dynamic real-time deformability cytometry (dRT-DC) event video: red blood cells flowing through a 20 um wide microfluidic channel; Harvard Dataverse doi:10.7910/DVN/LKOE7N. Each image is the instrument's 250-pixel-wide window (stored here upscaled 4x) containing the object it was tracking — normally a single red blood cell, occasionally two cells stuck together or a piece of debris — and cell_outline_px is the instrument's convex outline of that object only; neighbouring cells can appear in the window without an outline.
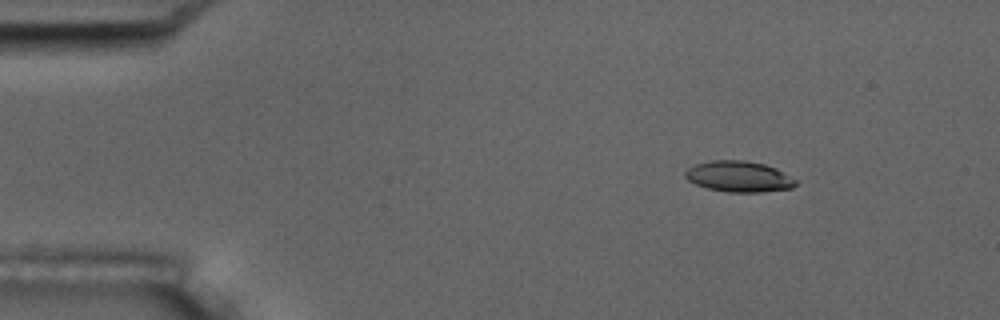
{"species": "common noctule bat (a hibernating species)", "species_latin": "Nyctalus noctula", "temperature_condition": "room temperature", "stored_images_in_passage": 2, "camera_frame_rate_fps": 3000, "um_per_image_px": 0.085, "animal": {"sex": "male", "body_mass_g": 17.5, "forearm_length_mm": 52.3}, "frame": {"image": 1, "passage_image": 2, "time_ms": 2.0, "image_size_px": [1000, 320], "cell_outline_px": [[800, 180], [792, 188], [760, 192], [728, 192], [708, 188], [696, 184], [688, 180], [684, 176], [684, 172], [688, 168], [696, 164], [712, 160], [744, 160], [764, 164], [776, 168]], "centroid_in_image_um": [62.84, 15.0], "position_along_channel_um": 22.2, "area_um2": 20.0}}